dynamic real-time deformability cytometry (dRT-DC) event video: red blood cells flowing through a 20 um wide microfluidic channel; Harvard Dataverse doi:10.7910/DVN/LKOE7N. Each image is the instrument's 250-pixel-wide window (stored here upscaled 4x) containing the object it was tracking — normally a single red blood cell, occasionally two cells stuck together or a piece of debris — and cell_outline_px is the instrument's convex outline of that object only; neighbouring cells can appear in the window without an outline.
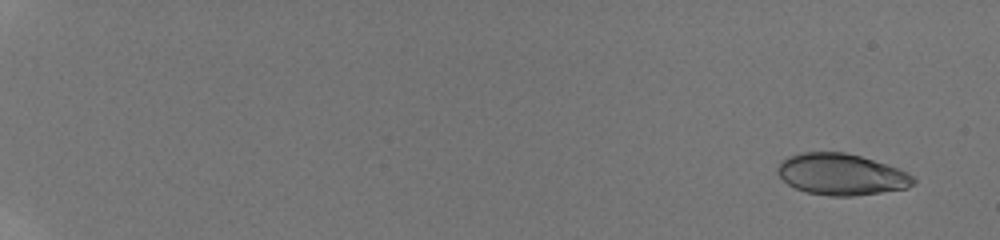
{"species": "human", "species_latin": "Homo sapiens", "temperature_condition": "room temperature", "stored_images_in_passage": 19, "camera_frame_rate_fps": 3000, "um_per_image_px": 0.085, "donor": {"sex": "male"}, "frame": {"image": 1, "passage_image": 2, "time_ms": 0.667, "image_size_px": [1000, 240], "cell_outline_px": [[916, 180], [908, 188], [852, 196], [828, 196], [804, 192], [788, 184], [776, 172], [776, 168], [780, 160], [788, 156], [800, 152], [844, 152], [860, 156], [900, 168], [912, 176]], "centroid_in_image_um": [71.47, 14.81], "position_along_channel_um": 13.5, "area_um2": 32.89}}
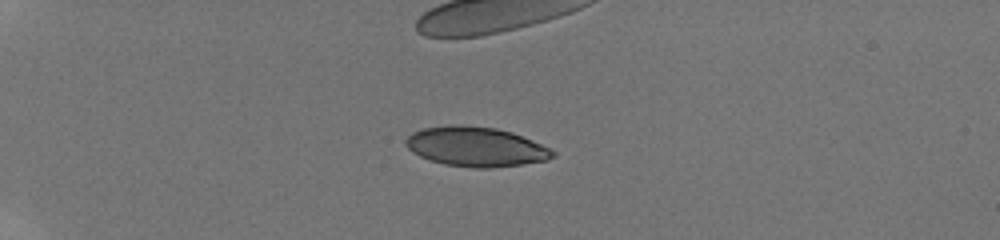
{"frame": {"image": 2, "passage_image": 13, "time_ms": 5.333, "image_size_px": [1000, 240], "cell_outline_px": [[556, 156], [548, 160], [492, 168], [476, 168], [444, 164], [420, 156], [412, 152], [404, 144], [404, 140], [412, 132], [424, 128], [448, 124], [464, 124], [496, 128], [512, 132], [532, 140], [556, 152]], "centroid_in_image_um": [40.43, 12.45], "position_along_channel_um": 44.6, "area_um2": 34.04}}